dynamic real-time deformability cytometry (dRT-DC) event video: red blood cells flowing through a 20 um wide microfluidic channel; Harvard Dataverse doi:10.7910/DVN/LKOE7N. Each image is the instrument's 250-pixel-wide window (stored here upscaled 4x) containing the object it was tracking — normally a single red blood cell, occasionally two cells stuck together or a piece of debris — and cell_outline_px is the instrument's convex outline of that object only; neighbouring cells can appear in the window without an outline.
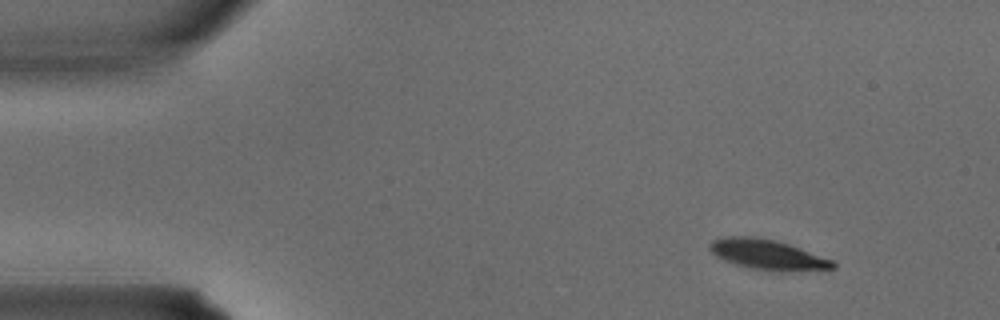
{"species": "common noctule bat (a hibernating species)", "species_latin": "Nyctalus noctula", "temperature_condition": "warm", "stored_images_in_passage": 3, "camera_frame_rate_fps": 3000, "um_per_image_px": 0.085, "animal": {"sex": "male", "body_mass_g": 15.6}, "frame": {"image": 1, "passage_image": 1, "time_ms": 0.0, "image_size_px": [1000, 320], "cell_outline_px": [[836, 268], [780, 272], [748, 268], [724, 260], [716, 256], [708, 248], [708, 244], [712, 240], [728, 236], [748, 236], [772, 240], [788, 244], [832, 260], [836, 264]], "centroid_in_image_um": [65.2, 21.65], "position_along_channel_um": 19.8, "area_um2": 21.39}}
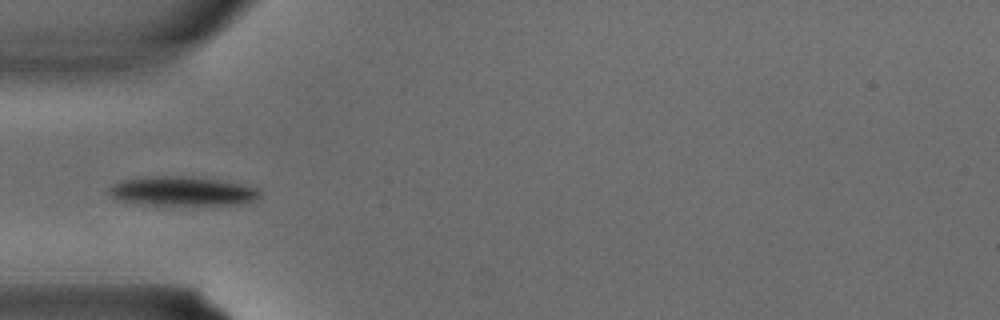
{"frame": {"image": 2, "passage_image": 3, "time_ms": 0.667, "image_size_px": [1000, 320], "cell_outline_px": [[260, 196], [252, 200], [240, 204], [152, 204], [120, 200], [112, 196], [108, 192], [108, 188], [112, 184], [120, 180], [148, 176], [192, 176], [240, 184], [256, 188], [260, 192]], "centroid_in_image_um": [15.44, 16.22], "position_along_channel_um": 69.6, "area_um2": 25.14}}